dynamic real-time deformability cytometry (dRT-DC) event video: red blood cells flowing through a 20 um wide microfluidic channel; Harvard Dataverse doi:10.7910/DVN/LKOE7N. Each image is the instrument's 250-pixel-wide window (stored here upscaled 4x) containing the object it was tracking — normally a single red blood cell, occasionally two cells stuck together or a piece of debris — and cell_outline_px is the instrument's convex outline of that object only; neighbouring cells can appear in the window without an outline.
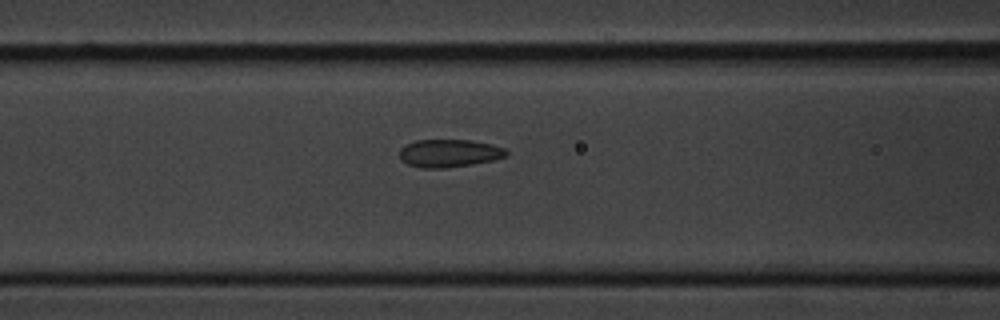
{"species": "common noctule bat (a hibernating species)", "species_latin": "Nyctalus noctula", "temperature_condition": "cold", "stored_images_in_passage": 6, "camera_frame_rate_fps": 3000, "um_per_image_px": 0.085, "animal": {"sex": "male", "body_mass_g": 20.1, "forearm_length_mm": 53.5}, "frame": {"image": 1, "passage_image": 6, "time_ms": 6.667, "image_size_px": [1000, 320], "cell_outline_px": [[508, 156], [492, 160], [472, 164], [444, 168], [420, 168], [408, 164], [400, 160], [400, 148], [416, 140], [472, 140], [492, 144], [504, 148], [508, 152]], "centroid_in_image_um": [38.19, 13.02], "position_along_channel_um": 128.4, "area_um2": 17.34}}